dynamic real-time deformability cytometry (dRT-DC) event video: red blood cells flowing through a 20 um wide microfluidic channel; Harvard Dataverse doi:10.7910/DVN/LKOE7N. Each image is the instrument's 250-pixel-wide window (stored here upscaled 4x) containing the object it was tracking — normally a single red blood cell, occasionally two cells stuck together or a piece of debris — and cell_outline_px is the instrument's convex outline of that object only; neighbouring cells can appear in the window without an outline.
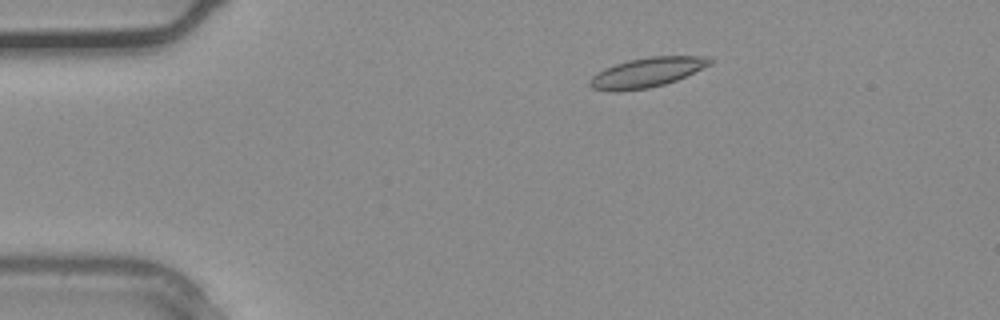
{"species": "common noctule bat (a hibernating species)", "species_latin": "Nyctalus noctula", "temperature_condition": "warm", "stored_images_in_passage": 3, "camera_frame_rate_fps": 3000, "um_per_image_px": 0.085, "animal": {"sex": "male", "body_mass_g": 20.4}, "frame": {"image": 1, "passage_image": 2, "time_ms": 0.333, "image_size_px": [1000, 320], "cell_outline_px": [[712, 64], [676, 80], [664, 84], [648, 88], [616, 92], [592, 88], [588, 84], [588, 80], [592, 76], [604, 68], [628, 60], [652, 56], [704, 56], [712, 60]], "centroid_in_image_um": [54.96, 6.16], "position_along_channel_um": 30.0, "area_um2": 20.63}}